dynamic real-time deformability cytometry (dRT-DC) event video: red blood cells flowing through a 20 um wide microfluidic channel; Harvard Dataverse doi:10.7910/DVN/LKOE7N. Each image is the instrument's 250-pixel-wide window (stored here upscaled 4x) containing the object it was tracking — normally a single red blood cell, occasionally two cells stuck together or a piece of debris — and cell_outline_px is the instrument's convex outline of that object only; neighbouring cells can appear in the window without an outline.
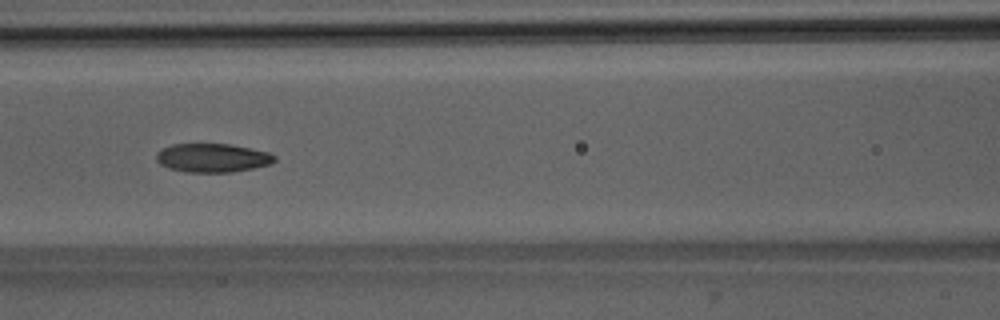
{"species": "Egyptian fruit bat (a non-hibernating species)", "species_latin": "Rousettus aegyptiacus", "temperature_condition": "room temperature", "stored_images_in_passage": 29, "camera_frame_rate_fps": 3000, "um_per_image_px": 0.085, "animal": {"sex": "male"}, "frame": {"image": 1, "passage_image": 23, "time_ms": 7.333, "image_size_px": [1000, 320], "cell_outline_px": [[276, 160], [272, 164], [232, 172], [184, 172], [168, 168], [160, 164], [156, 160], [156, 152], [160, 148], [172, 144], [232, 144], [268, 152], [276, 156]], "centroid_in_image_um": [18.04, 13.41], "position_along_channel_um": 148.6, "area_um2": 20.0}}